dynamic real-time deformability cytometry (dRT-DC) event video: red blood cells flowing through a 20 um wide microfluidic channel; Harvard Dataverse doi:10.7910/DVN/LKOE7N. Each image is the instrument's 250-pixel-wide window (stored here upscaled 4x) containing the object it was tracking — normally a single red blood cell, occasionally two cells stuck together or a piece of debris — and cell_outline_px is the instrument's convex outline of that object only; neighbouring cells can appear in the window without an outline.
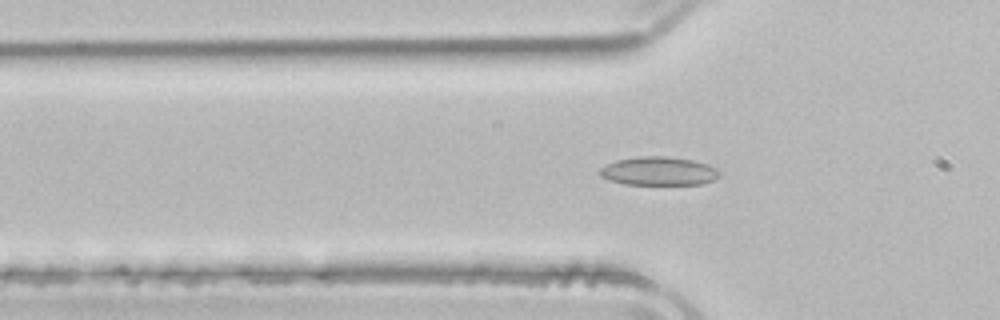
{"species": "common noctule bat (a hibernating species)", "species_latin": "Nyctalus noctula", "temperature_condition": "room temperature", "stored_images_in_passage": 37, "camera_frame_rate_fps": 3000, "um_per_image_px": 0.085, "animal": {"sex": "male", "body_mass_g": 21.5, "forearm_length_mm": 52.0}, "frame": {"image": 1, "passage_image": 2, "time_ms": 0.333, "image_size_px": [1000, 320], "cell_outline_px": [[720, 176], [712, 180], [700, 184], [624, 184], [608, 180], [600, 176], [600, 168], [616, 160], [640, 156], [668, 156], [692, 160], [708, 164], [716, 168], [720, 172]], "centroid_in_image_um": [55.99, 14.54], "position_along_channel_um": 69.8, "area_um2": 19.88}}
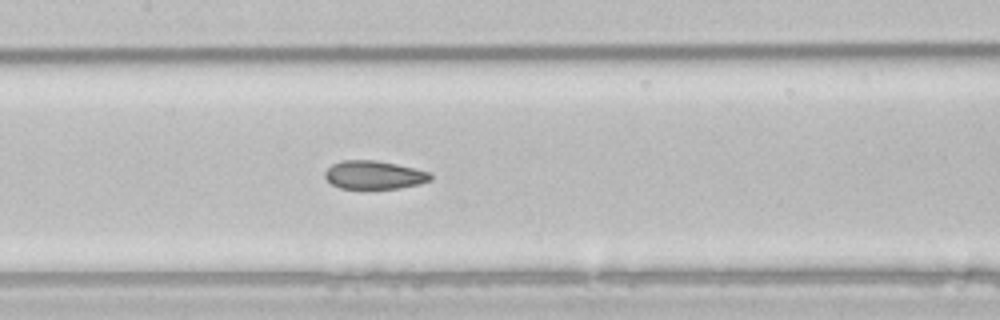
{"frame": {"image": 2, "passage_image": 10, "time_ms": 3.0, "image_size_px": [1000, 320], "cell_outline_px": [[432, 180], [420, 184], [400, 188], [340, 188], [332, 184], [324, 176], [324, 172], [332, 164], [340, 160], [376, 160], [396, 164], [428, 172], [432, 176]], "centroid_in_image_um": [31.78, 14.86], "position_along_channel_um": 175.6, "area_um2": 17.34}}
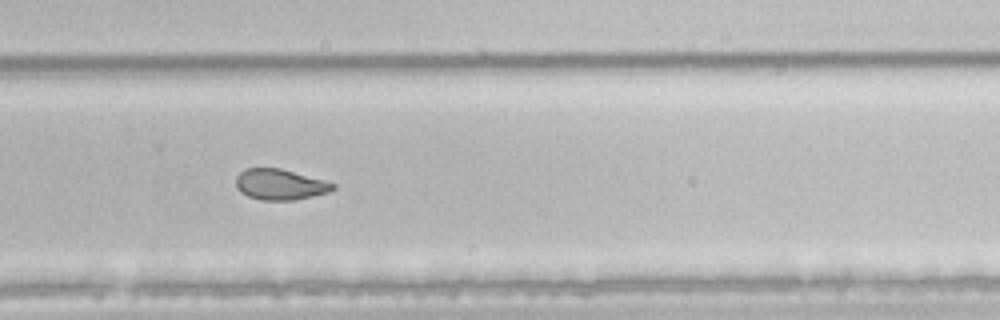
{"frame": {"image": 3, "passage_image": 20, "time_ms": 6.333, "image_size_px": [1000, 320], "cell_outline_px": [[336, 188], [328, 192], [312, 196], [292, 200], [260, 200], [248, 196], [240, 192], [236, 188], [236, 176], [244, 168], [280, 168], [324, 180], [336, 184]], "centroid_in_image_um": [23.78, 15.68], "position_along_channel_um": 306.0, "area_um2": 17.4}, "authors_computed_cell_mechanics": {"area_um2": 18.3804, "velocity_mm_per_s": 3.9395, "shape_relaxation_time_tau1_ms": 8.4665, "shape_relaxation_time_tau2_ms": 2.0088, "deformation_change_tau1": 0.1458, "deformation_change_tau2": 0.0679}}